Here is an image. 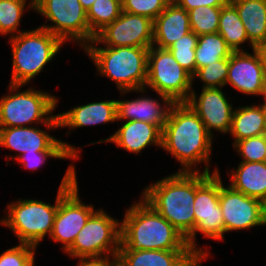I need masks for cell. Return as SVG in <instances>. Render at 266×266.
Masks as SVG:
<instances>
[{
	"mask_svg": "<svg viewBox=\"0 0 266 266\" xmlns=\"http://www.w3.org/2000/svg\"><path fill=\"white\" fill-rule=\"evenodd\" d=\"M265 162H266V133H265Z\"/></svg>",
	"mask_w": 266,
	"mask_h": 266,
	"instance_id": "f6af8a7d",
	"label": "cell"
},
{
	"mask_svg": "<svg viewBox=\"0 0 266 266\" xmlns=\"http://www.w3.org/2000/svg\"><path fill=\"white\" fill-rule=\"evenodd\" d=\"M97 47L87 45L83 50L97 68V74L115 82L121 95L146 91L148 52L150 47Z\"/></svg>",
	"mask_w": 266,
	"mask_h": 266,
	"instance_id": "277c9868",
	"label": "cell"
},
{
	"mask_svg": "<svg viewBox=\"0 0 266 266\" xmlns=\"http://www.w3.org/2000/svg\"><path fill=\"white\" fill-rule=\"evenodd\" d=\"M218 33L224 38L232 51H244V48H241V46L244 43H249L245 27L240 20L238 11L230 1L221 7Z\"/></svg>",
	"mask_w": 266,
	"mask_h": 266,
	"instance_id": "484cf974",
	"label": "cell"
},
{
	"mask_svg": "<svg viewBox=\"0 0 266 266\" xmlns=\"http://www.w3.org/2000/svg\"><path fill=\"white\" fill-rule=\"evenodd\" d=\"M192 250L186 238L142 197L126 209L118 251Z\"/></svg>",
	"mask_w": 266,
	"mask_h": 266,
	"instance_id": "7a4b0ae2",
	"label": "cell"
},
{
	"mask_svg": "<svg viewBox=\"0 0 266 266\" xmlns=\"http://www.w3.org/2000/svg\"><path fill=\"white\" fill-rule=\"evenodd\" d=\"M188 13L191 31L196 35L218 32L221 7L199 6Z\"/></svg>",
	"mask_w": 266,
	"mask_h": 266,
	"instance_id": "f546056e",
	"label": "cell"
},
{
	"mask_svg": "<svg viewBox=\"0 0 266 266\" xmlns=\"http://www.w3.org/2000/svg\"><path fill=\"white\" fill-rule=\"evenodd\" d=\"M12 48V73L9 84H28L52 61L64 43L42 27L24 31L8 39Z\"/></svg>",
	"mask_w": 266,
	"mask_h": 266,
	"instance_id": "5b68a950",
	"label": "cell"
},
{
	"mask_svg": "<svg viewBox=\"0 0 266 266\" xmlns=\"http://www.w3.org/2000/svg\"><path fill=\"white\" fill-rule=\"evenodd\" d=\"M237 9L251 49L266 46V0H229Z\"/></svg>",
	"mask_w": 266,
	"mask_h": 266,
	"instance_id": "cb8c5ba5",
	"label": "cell"
},
{
	"mask_svg": "<svg viewBox=\"0 0 266 266\" xmlns=\"http://www.w3.org/2000/svg\"><path fill=\"white\" fill-rule=\"evenodd\" d=\"M0 146L11 149L18 155L7 156L6 159L16 160L20 155L35 153V151H69L76 160L81 149L67 142L56 139L47 131L35 126L0 127ZM80 152V153H79Z\"/></svg>",
	"mask_w": 266,
	"mask_h": 266,
	"instance_id": "9a60e30c",
	"label": "cell"
},
{
	"mask_svg": "<svg viewBox=\"0 0 266 266\" xmlns=\"http://www.w3.org/2000/svg\"><path fill=\"white\" fill-rule=\"evenodd\" d=\"M121 12V0H95L87 11V19L91 32L96 35L105 26L117 19Z\"/></svg>",
	"mask_w": 266,
	"mask_h": 266,
	"instance_id": "83f0119b",
	"label": "cell"
},
{
	"mask_svg": "<svg viewBox=\"0 0 266 266\" xmlns=\"http://www.w3.org/2000/svg\"><path fill=\"white\" fill-rule=\"evenodd\" d=\"M20 87L22 85L9 84L10 93L1 97L0 127L42 124L47 131L60 128L58 116L53 114L58 98L32 87L19 92Z\"/></svg>",
	"mask_w": 266,
	"mask_h": 266,
	"instance_id": "8992f818",
	"label": "cell"
},
{
	"mask_svg": "<svg viewBox=\"0 0 266 266\" xmlns=\"http://www.w3.org/2000/svg\"><path fill=\"white\" fill-rule=\"evenodd\" d=\"M241 162H265V134L237 141L233 146Z\"/></svg>",
	"mask_w": 266,
	"mask_h": 266,
	"instance_id": "d6a6232c",
	"label": "cell"
},
{
	"mask_svg": "<svg viewBox=\"0 0 266 266\" xmlns=\"http://www.w3.org/2000/svg\"><path fill=\"white\" fill-rule=\"evenodd\" d=\"M59 127L78 129L87 126H96L115 122L116 120V100H102L85 105H79L72 109L57 114Z\"/></svg>",
	"mask_w": 266,
	"mask_h": 266,
	"instance_id": "44dd1931",
	"label": "cell"
},
{
	"mask_svg": "<svg viewBox=\"0 0 266 266\" xmlns=\"http://www.w3.org/2000/svg\"><path fill=\"white\" fill-rule=\"evenodd\" d=\"M160 97L163 105L157 99L146 96L134 100H116V120L144 121L163 130L174 102L166 96Z\"/></svg>",
	"mask_w": 266,
	"mask_h": 266,
	"instance_id": "ac0fdd59",
	"label": "cell"
},
{
	"mask_svg": "<svg viewBox=\"0 0 266 266\" xmlns=\"http://www.w3.org/2000/svg\"><path fill=\"white\" fill-rule=\"evenodd\" d=\"M219 174V205L223 214L225 233L264 226V203L256 198L224 186Z\"/></svg>",
	"mask_w": 266,
	"mask_h": 266,
	"instance_id": "5bb4252c",
	"label": "cell"
},
{
	"mask_svg": "<svg viewBox=\"0 0 266 266\" xmlns=\"http://www.w3.org/2000/svg\"><path fill=\"white\" fill-rule=\"evenodd\" d=\"M26 3L25 0H0V34L2 36L9 34L13 37L23 32L18 28L26 10Z\"/></svg>",
	"mask_w": 266,
	"mask_h": 266,
	"instance_id": "f1b7e54d",
	"label": "cell"
},
{
	"mask_svg": "<svg viewBox=\"0 0 266 266\" xmlns=\"http://www.w3.org/2000/svg\"><path fill=\"white\" fill-rule=\"evenodd\" d=\"M36 248L19 243L0 254V266H34Z\"/></svg>",
	"mask_w": 266,
	"mask_h": 266,
	"instance_id": "836d02e7",
	"label": "cell"
},
{
	"mask_svg": "<svg viewBox=\"0 0 266 266\" xmlns=\"http://www.w3.org/2000/svg\"><path fill=\"white\" fill-rule=\"evenodd\" d=\"M228 68L229 58L221 59L197 69L192 76V82L195 78H199L204 83L202 88H223L226 85Z\"/></svg>",
	"mask_w": 266,
	"mask_h": 266,
	"instance_id": "1f68e13d",
	"label": "cell"
},
{
	"mask_svg": "<svg viewBox=\"0 0 266 266\" xmlns=\"http://www.w3.org/2000/svg\"><path fill=\"white\" fill-rule=\"evenodd\" d=\"M121 245V222L96 209L65 251L71 258L117 257Z\"/></svg>",
	"mask_w": 266,
	"mask_h": 266,
	"instance_id": "30bf717a",
	"label": "cell"
},
{
	"mask_svg": "<svg viewBox=\"0 0 266 266\" xmlns=\"http://www.w3.org/2000/svg\"><path fill=\"white\" fill-rule=\"evenodd\" d=\"M141 194L186 240L193 234L195 172L178 171L149 184Z\"/></svg>",
	"mask_w": 266,
	"mask_h": 266,
	"instance_id": "3957f363",
	"label": "cell"
},
{
	"mask_svg": "<svg viewBox=\"0 0 266 266\" xmlns=\"http://www.w3.org/2000/svg\"><path fill=\"white\" fill-rule=\"evenodd\" d=\"M195 228L187 239L188 246L195 253H209L196 246L197 232L216 241L224 240L225 224L219 205V170L216 167L211 174L195 172L194 200Z\"/></svg>",
	"mask_w": 266,
	"mask_h": 266,
	"instance_id": "ba28073f",
	"label": "cell"
},
{
	"mask_svg": "<svg viewBox=\"0 0 266 266\" xmlns=\"http://www.w3.org/2000/svg\"><path fill=\"white\" fill-rule=\"evenodd\" d=\"M192 76L175 60L169 49L151 46L148 52L147 86L174 103L187 102L193 90Z\"/></svg>",
	"mask_w": 266,
	"mask_h": 266,
	"instance_id": "7c38bea8",
	"label": "cell"
},
{
	"mask_svg": "<svg viewBox=\"0 0 266 266\" xmlns=\"http://www.w3.org/2000/svg\"><path fill=\"white\" fill-rule=\"evenodd\" d=\"M193 250L118 251V266H185L195 255Z\"/></svg>",
	"mask_w": 266,
	"mask_h": 266,
	"instance_id": "7402d4cb",
	"label": "cell"
},
{
	"mask_svg": "<svg viewBox=\"0 0 266 266\" xmlns=\"http://www.w3.org/2000/svg\"><path fill=\"white\" fill-rule=\"evenodd\" d=\"M213 138L197 113L186 102L174 103L162 130V149L179 161L182 172L210 174Z\"/></svg>",
	"mask_w": 266,
	"mask_h": 266,
	"instance_id": "6da1fadb",
	"label": "cell"
},
{
	"mask_svg": "<svg viewBox=\"0 0 266 266\" xmlns=\"http://www.w3.org/2000/svg\"><path fill=\"white\" fill-rule=\"evenodd\" d=\"M209 253H196L185 266H202L201 262L208 258Z\"/></svg>",
	"mask_w": 266,
	"mask_h": 266,
	"instance_id": "f35d334b",
	"label": "cell"
},
{
	"mask_svg": "<svg viewBox=\"0 0 266 266\" xmlns=\"http://www.w3.org/2000/svg\"><path fill=\"white\" fill-rule=\"evenodd\" d=\"M54 203L51 205L42 200L19 198L7 205L8 214L0 219V225L11 229L19 243L37 247L47 234L51 236L59 203V189Z\"/></svg>",
	"mask_w": 266,
	"mask_h": 266,
	"instance_id": "52a82bcc",
	"label": "cell"
},
{
	"mask_svg": "<svg viewBox=\"0 0 266 266\" xmlns=\"http://www.w3.org/2000/svg\"><path fill=\"white\" fill-rule=\"evenodd\" d=\"M258 50L260 51V54L263 59L265 76H266V46L259 47Z\"/></svg>",
	"mask_w": 266,
	"mask_h": 266,
	"instance_id": "ab89813d",
	"label": "cell"
},
{
	"mask_svg": "<svg viewBox=\"0 0 266 266\" xmlns=\"http://www.w3.org/2000/svg\"><path fill=\"white\" fill-rule=\"evenodd\" d=\"M107 47H151L153 45V20L122 11L111 24L100 30L88 45Z\"/></svg>",
	"mask_w": 266,
	"mask_h": 266,
	"instance_id": "4fadbf2b",
	"label": "cell"
},
{
	"mask_svg": "<svg viewBox=\"0 0 266 266\" xmlns=\"http://www.w3.org/2000/svg\"><path fill=\"white\" fill-rule=\"evenodd\" d=\"M69 159L76 160V158L69 151H35V153L20 155L16 162L20 163L24 168L36 171L40 166L45 164L47 158Z\"/></svg>",
	"mask_w": 266,
	"mask_h": 266,
	"instance_id": "d590c367",
	"label": "cell"
},
{
	"mask_svg": "<svg viewBox=\"0 0 266 266\" xmlns=\"http://www.w3.org/2000/svg\"><path fill=\"white\" fill-rule=\"evenodd\" d=\"M266 133V106H239L234 109L229 134L233 137V145L242 139L264 135Z\"/></svg>",
	"mask_w": 266,
	"mask_h": 266,
	"instance_id": "d4e9b609",
	"label": "cell"
},
{
	"mask_svg": "<svg viewBox=\"0 0 266 266\" xmlns=\"http://www.w3.org/2000/svg\"><path fill=\"white\" fill-rule=\"evenodd\" d=\"M198 43V35L194 32L182 36L168 49L180 66L191 76L196 72L195 49Z\"/></svg>",
	"mask_w": 266,
	"mask_h": 266,
	"instance_id": "4dcf8cb0",
	"label": "cell"
},
{
	"mask_svg": "<svg viewBox=\"0 0 266 266\" xmlns=\"http://www.w3.org/2000/svg\"><path fill=\"white\" fill-rule=\"evenodd\" d=\"M34 11L46 18L40 27L56 35L63 43L77 42L84 49L94 38L87 11L79 0H37ZM50 21L52 24L46 25Z\"/></svg>",
	"mask_w": 266,
	"mask_h": 266,
	"instance_id": "8fae6325",
	"label": "cell"
},
{
	"mask_svg": "<svg viewBox=\"0 0 266 266\" xmlns=\"http://www.w3.org/2000/svg\"><path fill=\"white\" fill-rule=\"evenodd\" d=\"M252 54L245 51H233L229 57L226 85L245 94L264 97L266 76L264 63L258 48Z\"/></svg>",
	"mask_w": 266,
	"mask_h": 266,
	"instance_id": "2e32d148",
	"label": "cell"
},
{
	"mask_svg": "<svg viewBox=\"0 0 266 266\" xmlns=\"http://www.w3.org/2000/svg\"><path fill=\"white\" fill-rule=\"evenodd\" d=\"M229 100L222 88H202L199 96L193 89L186 103L197 113L213 137L215 134L212 130L222 134L230 131L234 107Z\"/></svg>",
	"mask_w": 266,
	"mask_h": 266,
	"instance_id": "e0dca14e",
	"label": "cell"
},
{
	"mask_svg": "<svg viewBox=\"0 0 266 266\" xmlns=\"http://www.w3.org/2000/svg\"><path fill=\"white\" fill-rule=\"evenodd\" d=\"M170 2V0H121L122 11L143 15L152 20L164 11Z\"/></svg>",
	"mask_w": 266,
	"mask_h": 266,
	"instance_id": "e575fe53",
	"label": "cell"
},
{
	"mask_svg": "<svg viewBox=\"0 0 266 266\" xmlns=\"http://www.w3.org/2000/svg\"><path fill=\"white\" fill-rule=\"evenodd\" d=\"M228 174L232 189L266 203V162H240Z\"/></svg>",
	"mask_w": 266,
	"mask_h": 266,
	"instance_id": "603a6c76",
	"label": "cell"
},
{
	"mask_svg": "<svg viewBox=\"0 0 266 266\" xmlns=\"http://www.w3.org/2000/svg\"><path fill=\"white\" fill-rule=\"evenodd\" d=\"M113 135L95 143H115L120 149L139 154L146 147H162V130L144 121H125Z\"/></svg>",
	"mask_w": 266,
	"mask_h": 266,
	"instance_id": "d6986e66",
	"label": "cell"
},
{
	"mask_svg": "<svg viewBox=\"0 0 266 266\" xmlns=\"http://www.w3.org/2000/svg\"><path fill=\"white\" fill-rule=\"evenodd\" d=\"M83 8L88 11V9L93 5L95 0H79Z\"/></svg>",
	"mask_w": 266,
	"mask_h": 266,
	"instance_id": "60d3db41",
	"label": "cell"
},
{
	"mask_svg": "<svg viewBox=\"0 0 266 266\" xmlns=\"http://www.w3.org/2000/svg\"><path fill=\"white\" fill-rule=\"evenodd\" d=\"M81 258L77 266H118L117 257Z\"/></svg>",
	"mask_w": 266,
	"mask_h": 266,
	"instance_id": "74e56055",
	"label": "cell"
},
{
	"mask_svg": "<svg viewBox=\"0 0 266 266\" xmlns=\"http://www.w3.org/2000/svg\"><path fill=\"white\" fill-rule=\"evenodd\" d=\"M25 1H27V0H25ZM36 3H37V0H30V2L28 3V7H29V9L31 10H34V7H35V5H36Z\"/></svg>",
	"mask_w": 266,
	"mask_h": 266,
	"instance_id": "b9f144b4",
	"label": "cell"
},
{
	"mask_svg": "<svg viewBox=\"0 0 266 266\" xmlns=\"http://www.w3.org/2000/svg\"><path fill=\"white\" fill-rule=\"evenodd\" d=\"M263 98H264V99H263V100H264L263 103H264V105L266 106V89H265V94H264V97H263Z\"/></svg>",
	"mask_w": 266,
	"mask_h": 266,
	"instance_id": "ee69618b",
	"label": "cell"
},
{
	"mask_svg": "<svg viewBox=\"0 0 266 266\" xmlns=\"http://www.w3.org/2000/svg\"><path fill=\"white\" fill-rule=\"evenodd\" d=\"M264 225L266 226V203H264Z\"/></svg>",
	"mask_w": 266,
	"mask_h": 266,
	"instance_id": "7bdbcfd3",
	"label": "cell"
},
{
	"mask_svg": "<svg viewBox=\"0 0 266 266\" xmlns=\"http://www.w3.org/2000/svg\"><path fill=\"white\" fill-rule=\"evenodd\" d=\"M232 53V49L218 32L200 35L195 49L196 70L221 59L229 58Z\"/></svg>",
	"mask_w": 266,
	"mask_h": 266,
	"instance_id": "4316f807",
	"label": "cell"
},
{
	"mask_svg": "<svg viewBox=\"0 0 266 266\" xmlns=\"http://www.w3.org/2000/svg\"><path fill=\"white\" fill-rule=\"evenodd\" d=\"M191 32L189 13L170 2L153 20V46L168 49L176 40Z\"/></svg>",
	"mask_w": 266,
	"mask_h": 266,
	"instance_id": "ffe728a7",
	"label": "cell"
},
{
	"mask_svg": "<svg viewBox=\"0 0 266 266\" xmlns=\"http://www.w3.org/2000/svg\"><path fill=\"white\" fill-rule=\"evenodd\" d=\"M76 169L70 164L59 185V203L49 239L62 244L65 252L95 211L92 204L80 200Z\"/></svg>",
	"mask_w": 266,
	"mask_h": 266,
	"instance_id": "9c48e42d",
	"label": "cell"
},
{
	"mask_svg": "<svg viewBox=\"0 0 266 266\" xmlns=\"http://www.w3.org/2000/svg\"><path fill=\"white\" fill-rule=\"evenodd\" d=\"M229 0H175L174 2L187 12L199 6L222 7Z\"/></svg>",
	"mask_w": 266,
	"mask_h": 266,
	"instance_id": "8d00e7d4",
	"label": "cell"
}]
</instances>
